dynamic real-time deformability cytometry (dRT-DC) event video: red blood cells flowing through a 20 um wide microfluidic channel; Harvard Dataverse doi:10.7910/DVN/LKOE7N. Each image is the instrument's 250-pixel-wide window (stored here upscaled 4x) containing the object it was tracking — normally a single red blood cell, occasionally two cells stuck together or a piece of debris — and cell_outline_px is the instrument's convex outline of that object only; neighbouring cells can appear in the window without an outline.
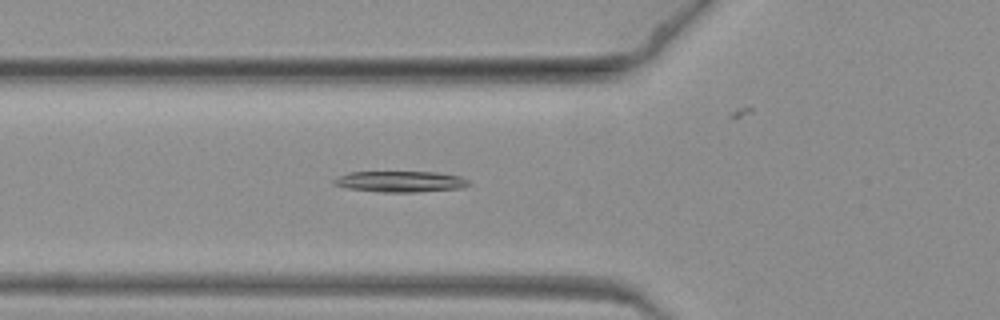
{"species": "common noctule bat (a hibernating species)", "species_latin": "Nyctalus noctula", "temperature_condition": "warm", "stored_images_in_passage": 45, "camera_frame_rate_fps": 3000, "um_per_image_px": 0.085, "animal": {"sex": "female", "body_mass_g": 19.3, "forearm_length_mm": 54.1}, "frame": {"image": 1, "passage_image": 4, "time_ms": 1.0, "image_size_px": [1000, 320], "cell_outline_px": [[472, 184], [464, 188], [416, 192], [380, 192], [348, 188], [332, 184], [332, 180], [348, 172], [436, 172], [460, 176], [468, 180]], "centroid_in_image_um": [34.07, 15.43], "position_along_channel_um": 91.7, "area_um2": 16.59}}
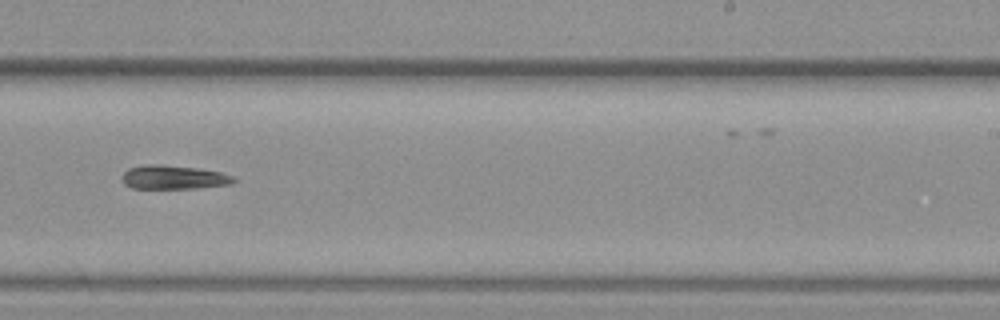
{"frame": {"image": 2, "passage_image": 21, "time_ms": 6.667, "image_size_px": [1000, 320], "cell_outline_px": [[236, 180], [232, 184], [196, 188], [132, 188], [124, 184], [120, 176], [128, 168], [152, 164], [156, 164], [200, 168], [220, 172], [232, 176]], "centroid_in_image_um": [14.74, 15.07], "position_along_channel_um": 274.3, "area_um2": 15.49}}
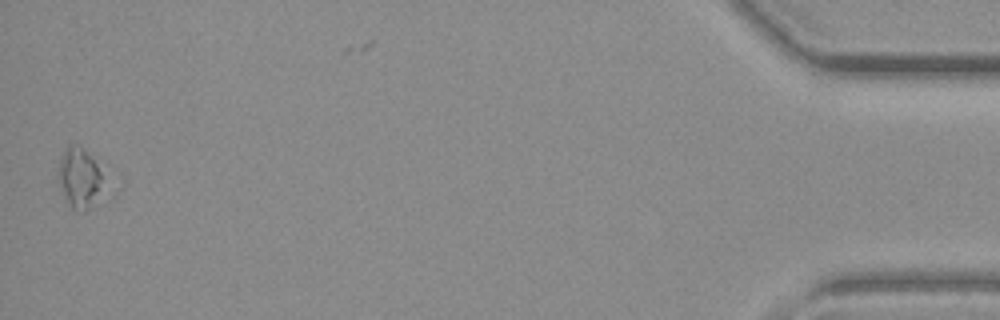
{"frame": {"image": 3, "passage_image": 44, "time_ms": 14.333, "image_size_px": [1000, 320], "cell_outline_px": [[100, 180], [88, 208], [84, 212], [72, 208], [68, 204], [56, 176], [56, 172], [60, 160], [68, 144], [72, 144], [80, 148], [96, 164], [100, 172]], "centroid_in_image_um": [6.61, 15.1], "position_along_channel_um": 428.6, "area_um2": 14.45}}